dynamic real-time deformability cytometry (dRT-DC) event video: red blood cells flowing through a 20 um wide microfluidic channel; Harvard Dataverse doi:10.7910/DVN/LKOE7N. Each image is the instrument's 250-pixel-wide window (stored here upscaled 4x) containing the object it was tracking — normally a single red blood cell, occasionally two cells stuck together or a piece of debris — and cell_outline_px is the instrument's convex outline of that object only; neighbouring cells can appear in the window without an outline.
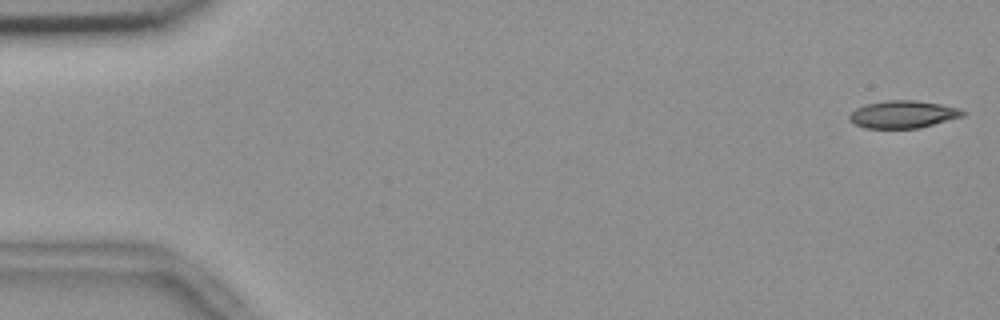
{"species": "common noctule bat (a hibernating species)", "species_latin": "Nyctalus noctula", "temperature_condition": "room temperature", "stored_images_in_passage": 55, "camera_frame_rate_fps": 3000, "um_per_image_px": 0.085, "animal": {"sex": "female", "body_mass_g": 18.4}, "frame": {"image": 1, "passage_image": 1, "time_ms": 0.0, "image_size_px": [1000, 320], "cell_outline_px": [[968, 112], [964, 116], [920, 128], [864, 128], [852, 124], [848, 120], [848, 116], [856, 108], [864, 104], [884, 100], [916, 100], [940, 104], [960, 108]], "centroid_in_image_um": [76.74, 9.72], "position_along_channel_um": 8.3, "area_um2": 18.5}}
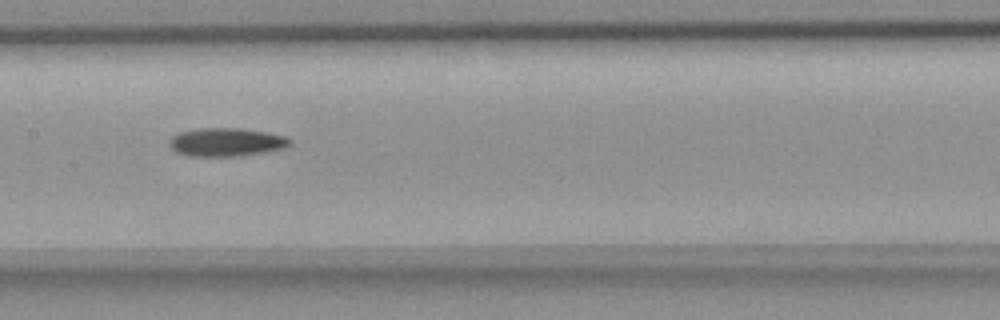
{"frame": {"image": 2, "passage_image": 27, "time_ms": 8.667, "image_size_px": [1000, 320], "cell_outline_px": [[292, 144], [284, 148], [264, 152], [236, 156], [188, 156], [176, 152], [168, 144], [168, 140], [172, 136], [180, 132], [200, 128], [240, 128], [268, 132], [288, 136], [292, 140]], "centroid_in_image_um": [19.26, 12.07], "position_along_channel_um": 188.1, "area_um2": 20.11}}
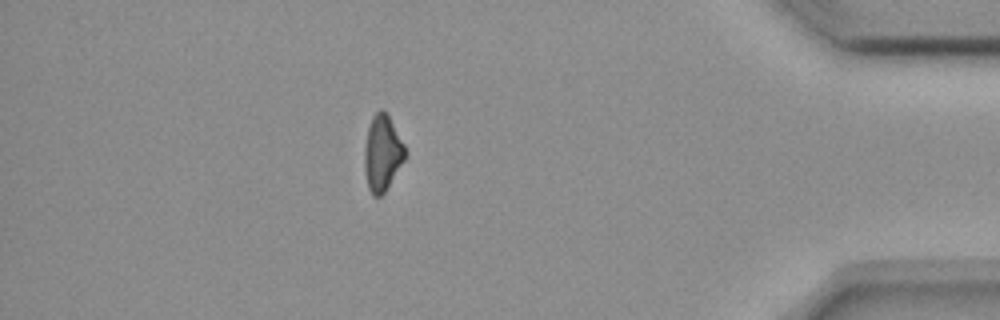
{"frame": {"image": 3, "passage_image": 48, "time_ms": 15.667, "image_size_px": [1000, 320], "cell_outline_px": [[408, 152], [404, 160], [384, 192], [380, 196], [372, 196], [368, 188], [364, 168], [364, 148], [368, 128], [372, 116], [380, 108], [388, 112]], "centroid_in_image_um": [32.5, 12.97], "position_along_channel_um": 402.7, "area_um2": 18.15}, "authors_computed_cell_mechanics": {"area_um2": 18.8428, "velocity_mm_per_s": 3.6749, "shape_relaxation_time_tau1_ms": 9.5323, "shape_relaxation_time_tau2_ms": null, "deformation_change_tau1": 0.1767, "deformation_change_tau2": null}}